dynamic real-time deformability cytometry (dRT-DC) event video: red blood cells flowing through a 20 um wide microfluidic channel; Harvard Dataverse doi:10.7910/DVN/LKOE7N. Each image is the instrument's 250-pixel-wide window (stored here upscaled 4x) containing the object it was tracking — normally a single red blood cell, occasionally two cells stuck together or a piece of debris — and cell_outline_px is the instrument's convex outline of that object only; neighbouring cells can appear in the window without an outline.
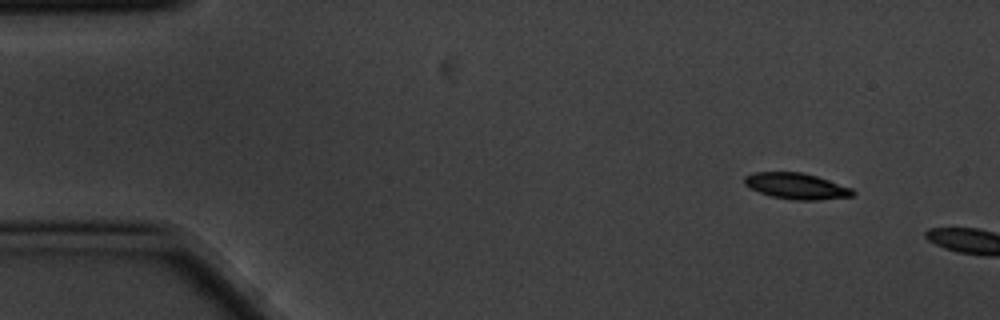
{"species": "common noctule bat (a hibernating species)", "species_latin": "Nyctalus noctula", "temperature_condition": "cold", "stored_images_in_passage": 2, "camera_frame_rate_fps": 3000, "um_per_image_px": 0.085, "animal": {"sex": "male", "body_mass_g": 20.1, "forearm_length_mm": 53.5}, "frame": {"image": 1, "passage_image": 1, "time_ms": 0.0, "image_size_px": [1000, 320], "cell_outline_px": [[856, 192], [852, 196], [816, 200], [792, 200], [772, 196], [748, 188], [744, 184], [744, 176], [752, 172], [800, 172], [816, 176], [852, 188]], "centroid_in_image_um": [67.66, 15.81], "position_along_channel_um": 17.3, "area_um2": 16.42}}